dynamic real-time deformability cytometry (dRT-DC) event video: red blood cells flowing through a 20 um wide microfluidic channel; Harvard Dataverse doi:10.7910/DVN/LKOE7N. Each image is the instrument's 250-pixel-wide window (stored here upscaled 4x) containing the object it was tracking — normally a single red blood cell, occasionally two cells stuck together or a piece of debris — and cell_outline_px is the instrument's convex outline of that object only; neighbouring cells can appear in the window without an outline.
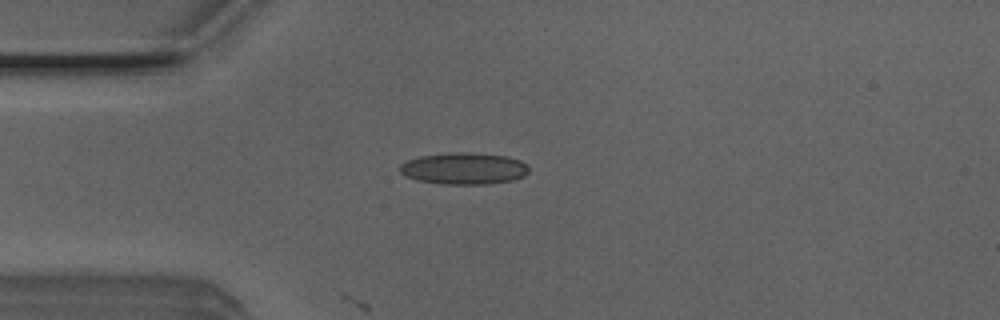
{"species": "Egyptian fruit bat (a non-hibernating species)", "species_latin": "Rousettus aegyptiacus", "temperature_condition": "room temperature", "stored_images_in_passage": 4, "camera_frame_rate_fps": 3000, "um_per_image_px": 0.085, "animal": {"sex": "male"}, "frame": {"image": 1, "passage_image": 3, "time_ms": 0.667, "image_size_px": [1000, 320], "cell_outline_px": [[528, 172], [524, 176], [512, 180], [488, 184], [440, 184], [416, 180], [400, 172], [400, 164], [408, 160], [420, 156], [456, 152], [464, 152], [508, 156], [520, 160], [528, 164]], "centroid_in_image_um": [39.46, 14.32], "position_along_channel_um": 45.5, "area_um2": 23.81}}